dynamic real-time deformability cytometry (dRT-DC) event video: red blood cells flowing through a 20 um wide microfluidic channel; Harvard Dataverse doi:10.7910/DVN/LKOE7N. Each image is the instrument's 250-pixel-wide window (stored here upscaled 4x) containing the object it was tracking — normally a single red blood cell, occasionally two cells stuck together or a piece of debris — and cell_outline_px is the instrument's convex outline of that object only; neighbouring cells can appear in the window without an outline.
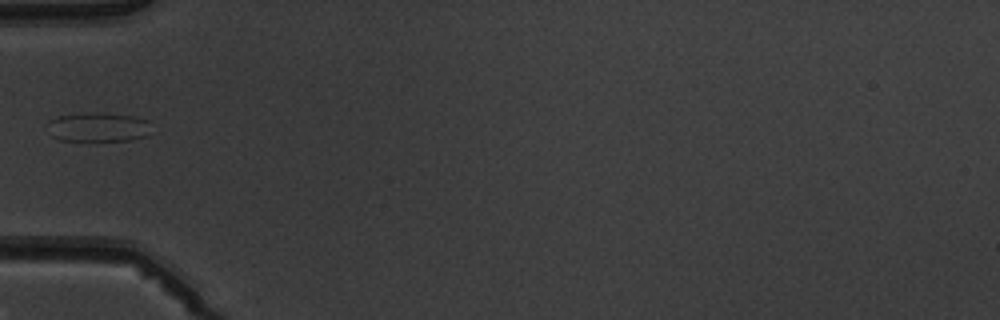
{"species": "common noctule bat (a hibernating species)", "species_latin": "Nyctalus noctula", "temperature_condition": "warm", "stored_images_in_passage": 1, "camera_frame_rate_fps": 3000, "um_per_image_px": 0.085, "animal": {"sex": "male", "body_mass_g": 19.5, "forearm_length_mm": 54.6}, "frame": {"image": 1, "passage_image": 1, "time_ms": 0.0, "image_size_px": [1000, 320], "cell_outline_px": [[148, 136], [128, 140], [60, 140], [52, 136], [48, 124], [52, 120], [60, 116], [132, 116], [148, 120]], "centroid_in_image_um": [8.38, 10.88], "position_along_channel_um": 76.6, "area_um2": 16.13}}